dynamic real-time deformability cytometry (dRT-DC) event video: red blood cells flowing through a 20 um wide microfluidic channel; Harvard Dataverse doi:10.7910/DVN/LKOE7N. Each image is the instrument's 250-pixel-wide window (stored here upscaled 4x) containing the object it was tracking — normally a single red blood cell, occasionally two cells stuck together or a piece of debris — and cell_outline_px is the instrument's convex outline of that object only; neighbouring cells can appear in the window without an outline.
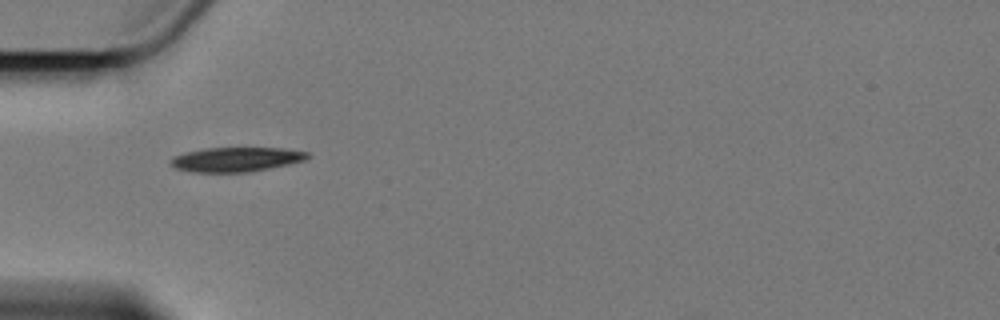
{"species": "Egyptian fruit bat (a non-hibernating species)", "species_latin": "Rousettus aegyptiacus", "temperature_condition": "cold", "stored_images_in_passage": 3, "camera_frame_rate_fps": 3000, "um_per_image_px": 0.085, "animal": {"sex": "female"}, "frame": {"image": 1, "passage_image": 3, "time_ms": 3.333, "image_size_px": [1000, 320], "cell_outline_px": [[308, 156], [304, 160], [288, 164], [248, 172], [192, 172], [176, 168], [168, 164], [168, 160], [172, 156], [184, 152], [204, 148], [284, 148], [308, 152]], "centroid_in_image_um": [19.98, 13.54], "position_along_channel_um": 65.0, "area_um2": 19.54}}